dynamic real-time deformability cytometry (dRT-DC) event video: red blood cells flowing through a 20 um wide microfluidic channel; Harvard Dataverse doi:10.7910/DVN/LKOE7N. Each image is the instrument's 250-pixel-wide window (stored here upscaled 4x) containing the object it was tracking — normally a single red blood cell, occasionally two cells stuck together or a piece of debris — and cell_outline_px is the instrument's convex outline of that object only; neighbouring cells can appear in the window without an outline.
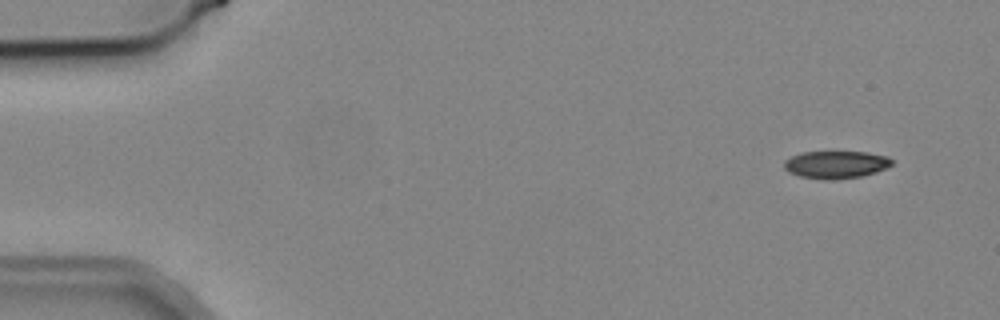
{"species": "common noctule bat (a hibernating species)", "species_latin": "Nyctalus noctula", "temperature_condition": "cold", "stored_images_in_passage": 5, "segment_of_instrument_passage": [1, 2], "camera_frame_rate_fps": 3000, "um_per_image_px": 0.085, "animal": {"sex": "male", "body_mass_g": 19.2, "forearm_length_mm": 51.8}, "frame": {"image": 1, "passage_image": 1, "time_ms": 0.0, "image_size_px": [1000, 320], "cell_outline_px": [[892, 164], [888, 168], [876, 172], [860, 176], [832, 180], [824, 180], [800, 176], [788, 172], [784, 168], [784, 160], [800, 152], [868, 152], [888, 156], [892, 160]], "centroid_in_image_um": [71.05, 13.99], "position_along_channel_um": 13.9, "area_um2": 17.4}}